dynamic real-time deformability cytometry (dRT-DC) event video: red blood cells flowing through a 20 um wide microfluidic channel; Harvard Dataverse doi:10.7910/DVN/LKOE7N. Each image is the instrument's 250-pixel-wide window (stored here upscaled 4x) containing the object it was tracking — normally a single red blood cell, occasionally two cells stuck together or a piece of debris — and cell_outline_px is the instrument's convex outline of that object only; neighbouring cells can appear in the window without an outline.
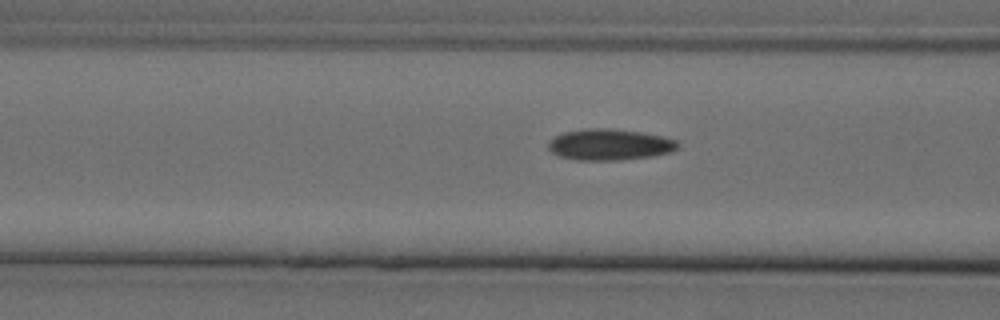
{"species": "Egyptian fruit bat (a non-hibernating species)", "species_latin": "Rousettus aegyptiacus", "temperature_condition": "cold", "stored_images_in_passage": 30, "camera_frame_rate_fps": 3000, "um_per_image_px": 0.085, "animal": {"sex": "female"}, "frame": {"image": 1, "passage_image": 10, "time_ms": 3.0, "image_size_px": [1000, 320], "cell_outline_px": [[680, 144], [672, 152], [652, 156], [620, 160], [576, 160], [560, 156], [552, 152], [548, 148], [548, 140], [564, 132], [584, 128], [612, 128], [640, 132], [664, 136], [676, 140]], "centroid_in_image_um": [51.82, 12.28], "position_along_channel_um": 114.8, "area_um2": 23.7}}
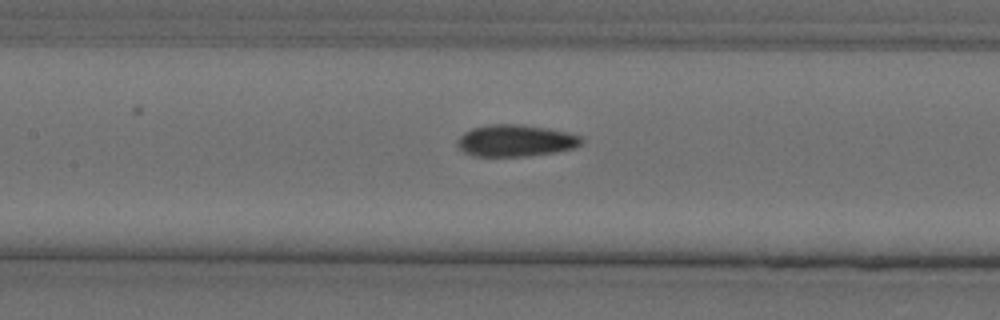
{"frame": {"image": 2, "passage_image": 14, "time_ms": 4.333, "image_size_px": [1000, 320], "cell_outline_px": [[584, 140], [580, 144], [572, 148], [556, 152], [524, 156], [472, 156], [464, 152], [456, 144], [456, 140], [464, 132], [472, 128], [488, 124], [520, 124], [548, 128], [568, 132], [580, 136]], "centroid_in_image_um": [43.79, 11.94], "position_along_channel_um": 163.6, "area_um2": 23.06}}
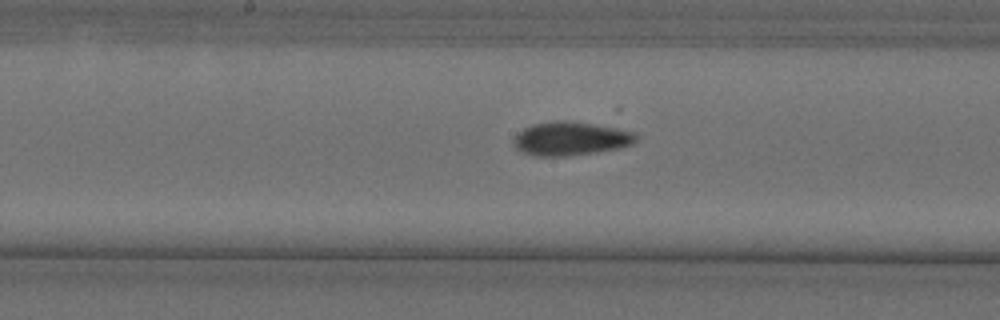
{"frame": {"image": 3, "passage_image": 17, "time_ms": 5.333, "image_size_px": [1000, 320], "cell_outline_px": [[636, 140], [632, 144], [620, 148], [596, 152], [564, 156], [532, 156], [516, 148], [512, 144], [512, 140], [524, 128], [532, 124], [556, 120], [564, 120], [592, 124], [616, 128], [636, 132]], "centroid_in_image_um": [48.49, 11.78], "position_along_channel_um": 199.7, "area_um2": 23.93}}